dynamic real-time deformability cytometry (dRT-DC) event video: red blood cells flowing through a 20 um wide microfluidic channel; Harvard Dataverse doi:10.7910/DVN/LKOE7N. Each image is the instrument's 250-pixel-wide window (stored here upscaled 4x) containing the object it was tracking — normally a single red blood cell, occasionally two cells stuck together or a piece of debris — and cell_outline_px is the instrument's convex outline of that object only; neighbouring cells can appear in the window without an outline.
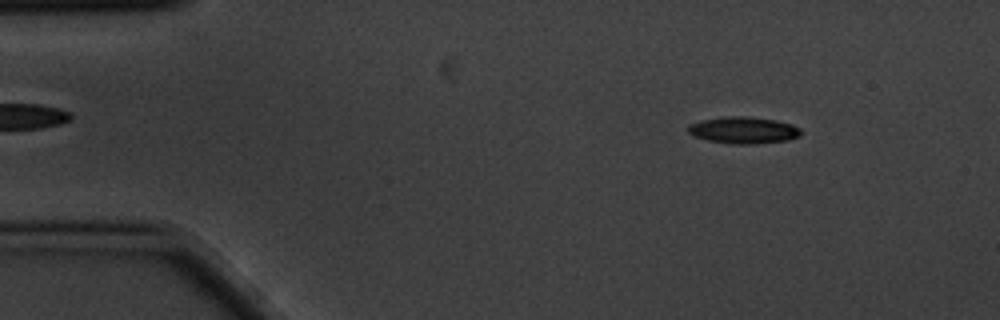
{"species": "common noctule bat (a hibernating species)", "species_latin": "Nyctalus noctula", "temperature_condition": "cold", "stored_images_in_passage": 9, "camera_frame_rate_fps": 3000, "um_per_image_px": 0.085, "animal": {"sex": "male", "body_mass_g": 20.1, "forearm_length_mm": 53.5}, "frame": {"image": 1, "passage_image": 1, "time_ms": 0.0, "image_size_px": [1000, 320], "cell_outline_px": [[800, 136], [788, 140], [752, 144], [732, 144], [708, 140], [696, 136], [688, 132], [688, 124], [700, 120], [724, 116], [744, 116], [776, 120], [792, 124], [800, 128]], "centroid_in_image_um": [63.19, 11.06], "position_along_channel_um": 21.8, "area_um2": 17.57}}
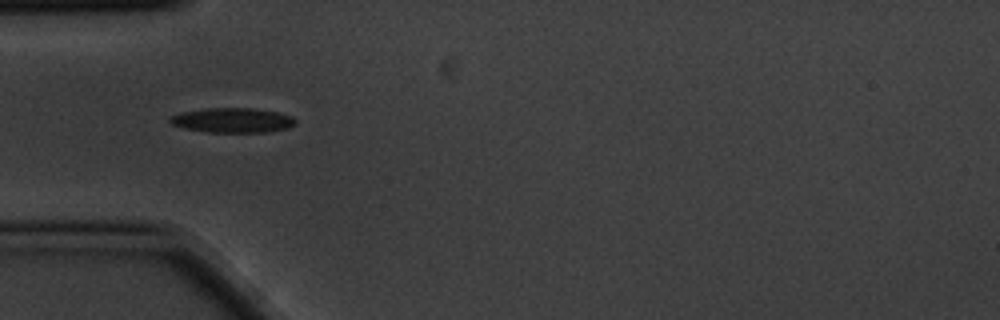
{"frame": {"image": 2, "passage_image": 4, "time_ms": 1.0, "image_size_px": [1000, 320], "cell_outline_px": [[296, 124], [288, 128], [268, 132], [208, 132], [184, 128], [172, 124], [168, 120], [168, 116], [180, 112], [208, 108], [252, 108], [276, 112], [292, 116], [296, 120]], "centroid_in_image_um": [19.75, 10.22], "position_along_channel_um": 65.3, "area_um2": 18.15}}
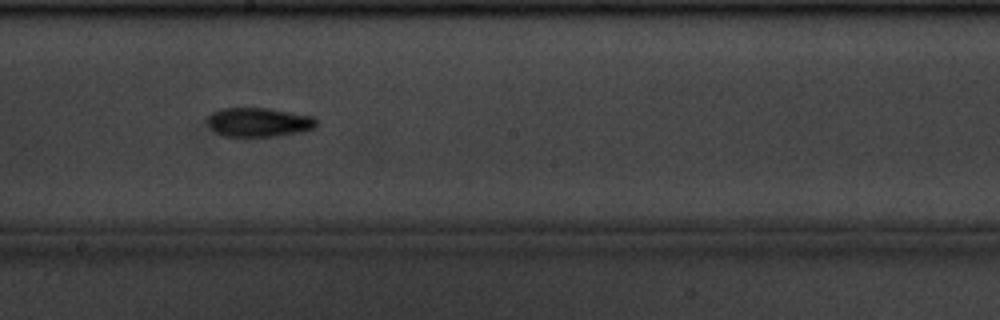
{"frame": {"image": 3, "passage_image": 8, "time_ms": 2.333, "image_size_px": [1000, 320], "cell_outline_px": [[316, 124], [312, 128], [300, 132], [280, 136], [244, 140], [224, 136], [216, 132], [208, 124], [208, 116], [212, 112], [224, 108], [268, 108], [312, 116], [316, 120]], "centroid_in_image_um": [21.95, 10.44], "position_along_channel_um": 226.3, "area_um2": 19.07}}